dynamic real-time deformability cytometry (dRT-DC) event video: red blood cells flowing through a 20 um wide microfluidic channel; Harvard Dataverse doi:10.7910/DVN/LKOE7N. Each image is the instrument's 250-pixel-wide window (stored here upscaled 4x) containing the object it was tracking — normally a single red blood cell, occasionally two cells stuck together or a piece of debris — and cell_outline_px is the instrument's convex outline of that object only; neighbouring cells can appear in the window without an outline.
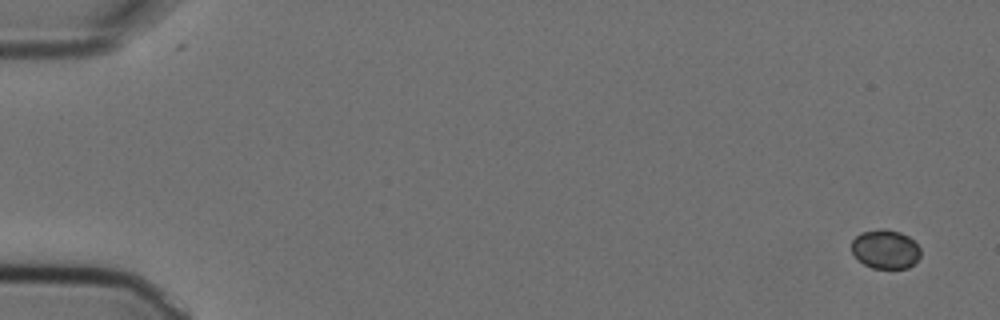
{"species": "Egyptian fruit bat (a non-hibernating species)", "species_latin": "Rousettus aegyptiacus", "temperature_condition": "cold", "stored_images_in_passage": 5, "camera_frame_rate_fps": 3000, "um_per_image_px": 0.085, "animal": {"sex": "female"}, "frame": {"image": 1, "passage_image": 1, "time_ms": 0.0, "image_size_px": [1000, 320], "cell_outline_px": [[920, 256], [908, 268], [872, 268], [864, 264], [852, 252], [852, 240], [860, 232], [880, 228], [884, 228], [900, 232], [908, 236], [920, 248]], "centroid_in_image_um": [75.25, 21.16], "position_along_channel_um": 9.8, "area_um2": 15.61}}
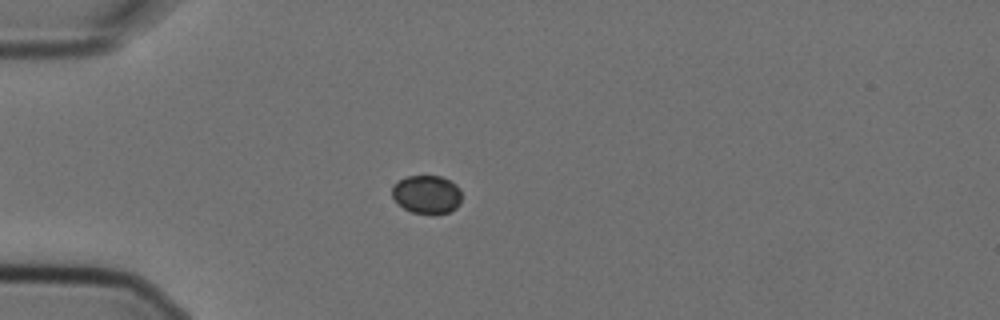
{"frame": {"image": 2, "passage_image": 5, "time_ms": 1.333, "image_size_px": [1000, 320], "cell_outline_px": [[460, 204], [456, 208], [448, 212], [432, 216], [412, 212], [404, 208], [392, 196], [392, 188], [400, 180], [408, 176], [440, 176], [456, 184], [460, 188]], "centroid_in_image_um": [36.3, 16.56], "position_along_channel_um": 48.7, "area_um2": 15.61}}